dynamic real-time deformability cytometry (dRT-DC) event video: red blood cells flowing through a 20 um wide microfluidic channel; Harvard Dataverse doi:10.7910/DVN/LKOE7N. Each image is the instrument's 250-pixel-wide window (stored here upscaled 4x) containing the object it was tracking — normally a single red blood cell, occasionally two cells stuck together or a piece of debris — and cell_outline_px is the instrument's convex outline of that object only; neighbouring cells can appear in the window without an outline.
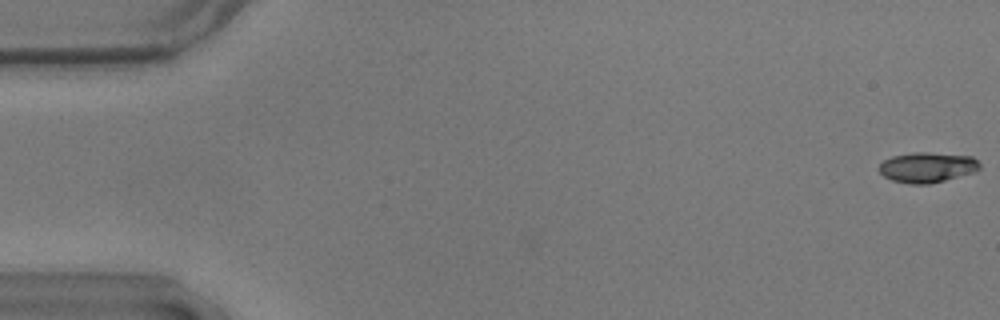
{"species": "common noctule bat (a hibernating species)", "species_latin": "Nyctalus noctula", "temperature_condition": "warm", "stored_images_in_passage": 56, "camera_frame_rate_fps": 3000, "um_per_image_px": 0.085, "animal": {"sex": "male", "body_mass_g": 17.9}, "frame": {"image": 1, "passage_image": 1, "time_ms": 0.0, "image_size_px": [1000, 320], "cell_outline_px": [[980, 168], [976, 172], [928, 184], [912, 184], [892, 180], [884, 176], [876, 168], [884, 160], [892, 156], [912, 152], [928, 152], [972, 156], [980, 164]], "centroid_in_image_um": [78.8, 14.21], "position_along_channel_um": 6.2, "area_um2": 17.8}}
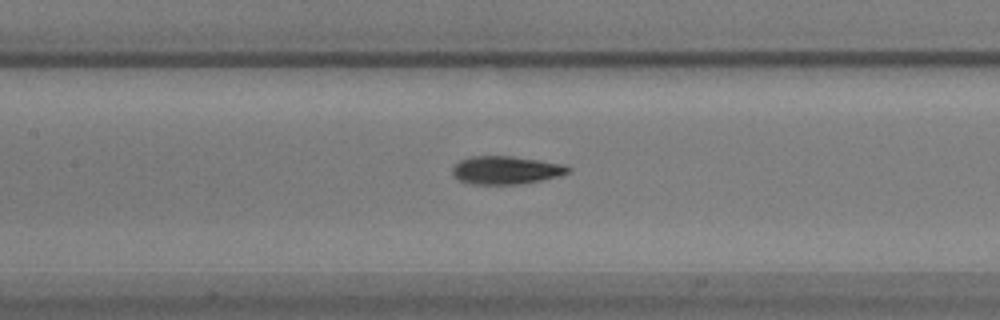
{"frame": {"image": 2, "passage_image": 26, "time_ms": 8.333, "image_size_px": [1000, 320], "cell_outline_px": [[572, 168], [568, 172], [556, 176], [540, 180], [520, 184], [472, 184], [460, 180], [452, 176], [452, 168], [460, 160], [468, 156], [512, 156], [564, 164]], "centroid_in_image_um": [42.96, 14.45], "position_along_channel_um": 164.4, "area_um2": 18.84}}
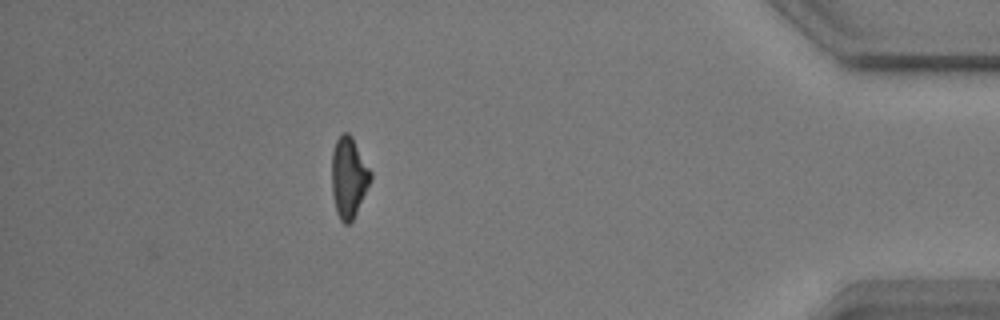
{"frame": {"image": 3, "passage_image": 50, "time_ms": 16.333, "image_size_px": [1000, 320], "cell_outline_px": [[372, 180], [352, 220], [348, 224], [344, 224], [340, 220], [336, 212], [332, 192], [332, 152], [336, 140], [340, 132], [348, 132], [352, 136], [372, 172]], "centroid_in_image_um": [29.64, 15.05], "position_along_channel_um": 405.6, "area_um2": 18.38}, "authors_computed_cell_mechanics": {"area_um2": 18.5249, "velocity_mm_per_s": 3.6255, "shape_relaxation_time_tau1_ms": 4.4183, "shape_relaxation_time_tau2_ms": 2.4632, "deformation_change_tau1": 0.1785, "deformation_change_tau2": 0.0947}}